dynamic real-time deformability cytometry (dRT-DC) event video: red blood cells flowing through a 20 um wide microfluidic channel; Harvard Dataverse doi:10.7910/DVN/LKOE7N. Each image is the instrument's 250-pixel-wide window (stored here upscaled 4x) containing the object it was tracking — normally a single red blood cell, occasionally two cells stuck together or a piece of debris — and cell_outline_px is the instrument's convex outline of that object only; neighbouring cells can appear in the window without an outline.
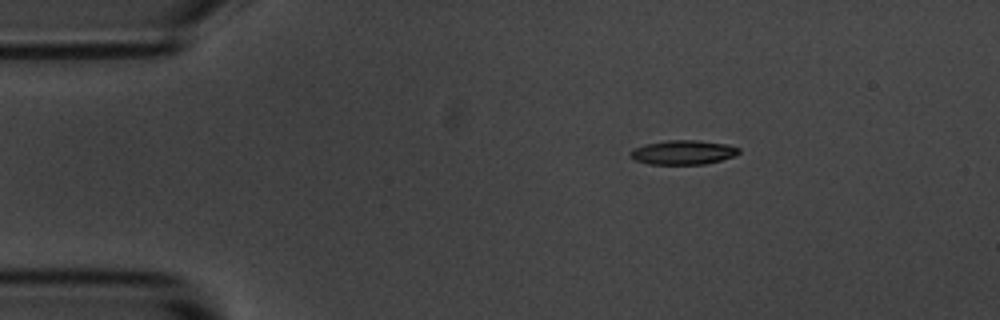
{"species": "common noctule bat (a hibernating species)", "species_latin": "Nyctalus noctula", "temperature_condition": "room temperature", "stored_images_in_passage": 4, "camera_frame_rate_fps": 3000, "um_per_image_px": 0.085, "animal": {"sex": "male", "body_mass_g": 20.1, "forearm_length_mm": 53.5}, "frame": {"image": 1, "passage_image": 2, "time_ms": 1.0, "image_size_px": [1000, 320], "cell_outline_px": [[740, 152], [736, 156], [704, 164], [648, 164], [636, 160], [628, 156], [628, 152], [632, 148], [644, 144], [668, 140], [696, 140], [724, 144], [740, 148]], "centroid_in_image_um": [58.01, 12.95], "position_along_channel_um": 27.0, "area_um2": 15.43}}
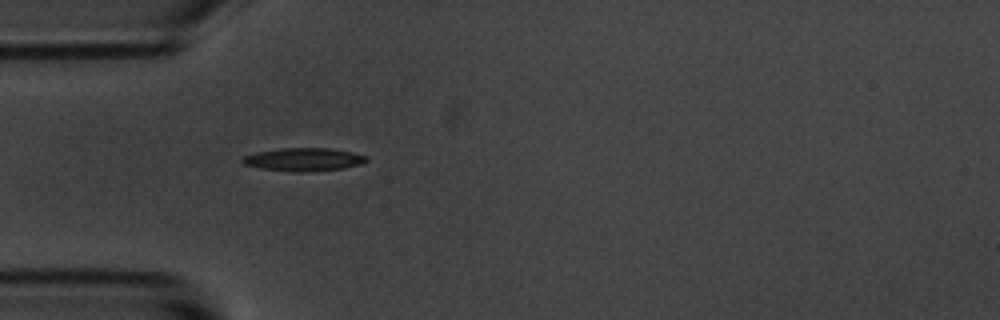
{"frame": {"image": 2, "passage_image": 4, "time_ms": 3.333, "image_size_px": [1000, 320], "cell_outline_px": [[368, 160], [360, 164], [344, 168], [300, 172], [260, 168], [244, 164], [240, 160], [244, 156], [256, 152], [280, 148], [328, 148], [352, 152], [368, 156]], "centroid_in_image_um": [25.81, 13.54], "position_along_channel_um": 59.2, "area_um2": 16.53}}